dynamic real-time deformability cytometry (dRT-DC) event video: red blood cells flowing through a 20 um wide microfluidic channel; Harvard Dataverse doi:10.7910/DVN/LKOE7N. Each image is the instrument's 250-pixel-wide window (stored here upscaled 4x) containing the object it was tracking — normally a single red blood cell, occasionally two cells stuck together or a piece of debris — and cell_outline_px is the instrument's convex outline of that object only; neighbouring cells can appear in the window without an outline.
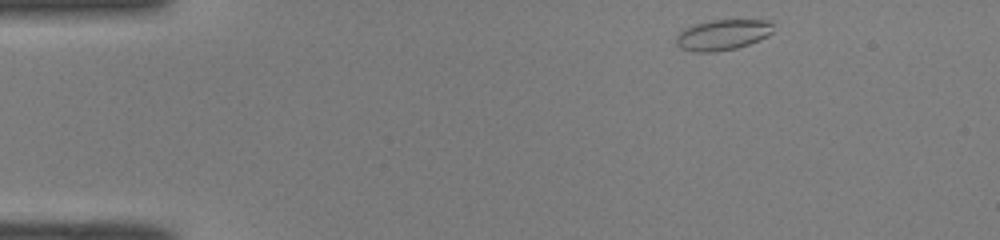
{"species": "common noctule bat (a hibernating species)", "species_latin": "Nyctalus noctula", "temperature_condition": "room temperature", "stored_images_in_passage": 44, "camera_frame_rate_fps": 3000, "um_per_image_px": 0.085, "animal": {"sex": "male", "body_mass_g": 19.0, "forearm_length_mm": 50.8}, "frame": {"image": 1, "passage_image": 1, "time_ms": 0.0, "image_size_px": [1000, 240], "cell_outline_px": [[772, 32], [768, 36], [760, 40], [736, 48], [716, 52], [692, 52], [680, 48], [676, 44], [676, 36], [684, 28], [696, 24], [712, 20], [772, 20]], "centroid_in_image_um": [61.42, 2.97], "position_along_channel_um": 23.6, "area_um2": 17.4}}
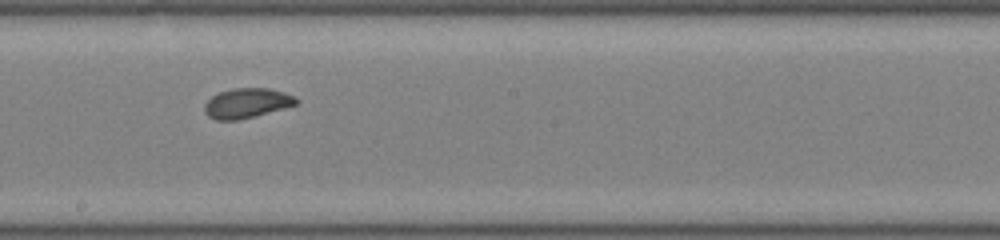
{"frame": {"image": 2, "passage_image": 22, "time_ms": 7.0, "image_size_px": [1000, 240], "cell_outline_px": [[300, 100], [296, 104], [284, 108], [236, 120], [216, 120], [208, 116], [204, 112], [204, 104], [212, 96], [220, 92], [232, 88], [268, 88], [284, 92], [296, 96]], "centroid_in_image_um": [20.98, 8.75], "position_along_channel_um": 227.2, "area_um2": 15.84}}
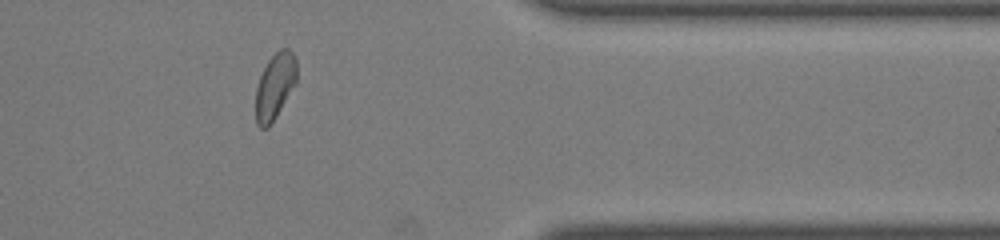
{"frame": {"image": 3, "passage_image": 35, "time_ms": 11.333, "image_size_px": [1000, 240], "cell_outline_px": [[296, 84], [276, 116], [268, 128], [260, 128], [256, 124], [256, 88], [260, 76], [268, 60], [280, 48], [288, 48], [292, 52], [296, 60]], "centroid_in_image_um": [23.37, 7.33], "position_along_channel_um": 388.0, "area_um2": 15.72}, "authors_computed_cell_mechanics": {"area_um2": 16.4152, "velocity_mm_per_s": 4.0666, "shape_relaxation_time_tau1_ms": 3.1807, "shape_relaxation_time_tau2_ms": 1.5735, "deformation_change_tau1": 0.1127, "deformation_change_tau2": 0.0582}}